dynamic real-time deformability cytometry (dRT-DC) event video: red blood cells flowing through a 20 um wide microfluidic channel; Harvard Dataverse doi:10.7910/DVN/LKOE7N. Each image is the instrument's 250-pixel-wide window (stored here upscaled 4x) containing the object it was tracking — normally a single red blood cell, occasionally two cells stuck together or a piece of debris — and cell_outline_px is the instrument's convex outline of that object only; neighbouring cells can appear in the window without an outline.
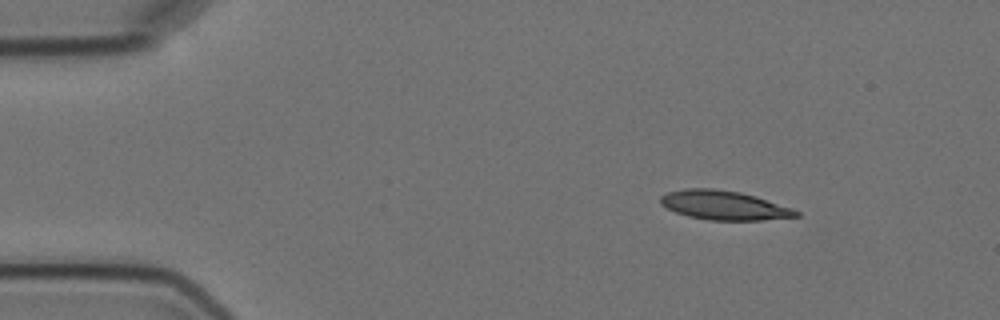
{"species": "Egyptian fruit bat (a non-hibernating species)", "species_latin": "Rousettus aegyptiacus", "temperature_condition": "cold", "stored_images_in_passage": 9, "camera_frame_rate_fps": 3000, "um_per_image_px": 0.085, "animal": {"sex": "female"}, "frame": {"image": 1, "passage_image": 1, "time_ms": 0.0, "image_size_px": [1000, 320], "cell_outline_px": [[800, 216], [760, 220], [708, 220], [688, 216], [676, 212], [660, 204], [660, 196], [668, 192], [684, 188], [712, 188], [740, 192], [756, 196], [792, 208], [800, 212]], "centroid_in_image_um": [61.53, 17.44], "position_along_channel_um": 23.5, "area_um2": 23.0}}
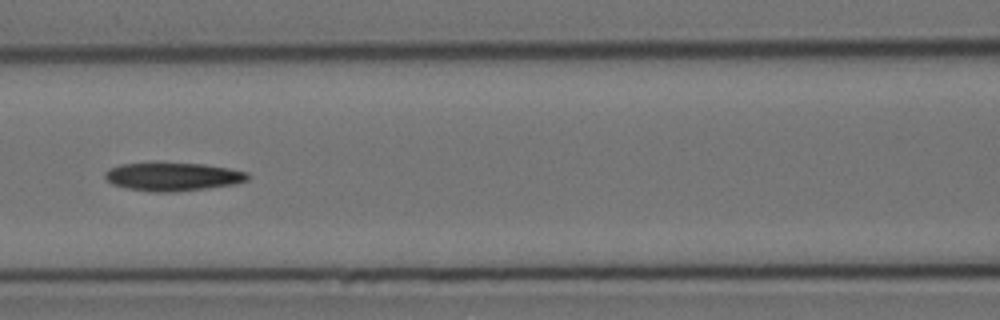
{"frame": {"image": 2, "passage_image": 6, "time_ms": 5.667, "image_size_px": [1000, 320], "cell_outline_px": [[248, 180], [236, 184], [172, 192], [152, 192], [124, 188], [112, 184], [104, 176], [104, 172], [108, 168], [120, 164], [204, 164], [228, 168], [248, 172]], "centroid_in_image_um": [14.67, 15.03], "position_along_channel_um": 151.9, "area_um2": 23.24}}
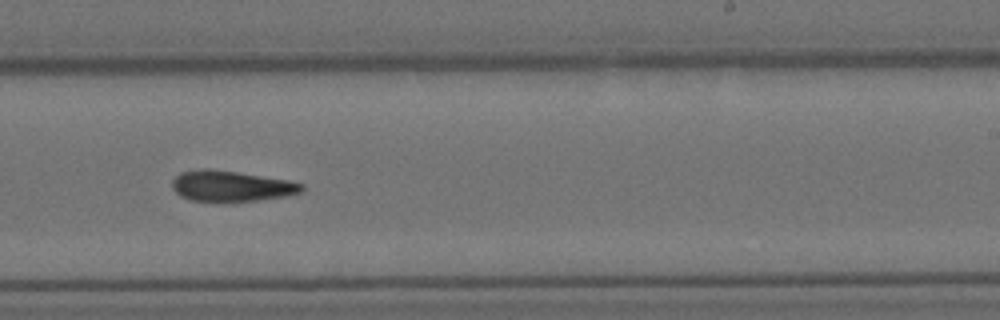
{"frame": {"image": 3, "passage_image": 9, "time_ms": 9.0, "image_size_px": [1000, 320], "cell_outline_px": [[304, 188], [300, 192], [284, 196], [256, 200], [188, 200], [180, 196], [172, 188], [172, 180], [180, 172], [204, 168], [208, 168], [236, 172], [288, 180], [304, 184]], "centroid_in_image_um": [19.61, 15.79], "position_along_channel_um": 269.4, "area_um2": 22.72}}